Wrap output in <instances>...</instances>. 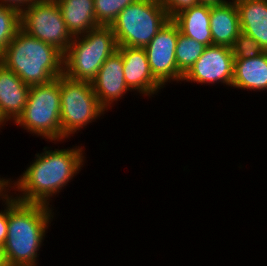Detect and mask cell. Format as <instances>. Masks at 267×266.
<instances>
[{"label": "cell", "mask_w": 267, "mask_h": 266, "mask_svg": "<svg viewBox=\"0 0 267 266\" xmlns=\"http://www.w3.org/2000/svg\"><path fill=\"white\" fill-rule=\"evenodd\" d=\"M21 29L54 45L63 54L73 37L68 32L56 0H36L21 12Z\"/></svg>", "instance_id": "obj_8"}, {"label": "cell", "mask_w": 267, "mask_h": 266, "mask_svg": "<svg viewBox=\"0 0 267 266\" xmlns=\"http://www.w3.org/2000/svg\"><path fill=\"white\" fill-rule=\"evenodd\" d=\"M60 113L59 76L48 83L30 86L23 113L14 124L33 134L32 136L57 144L62 142Z\"/></svg>", "instance_id": "obj_5"}, {"label": "cell", "mask_w": 267, "mask_h": 266, "mask_svg": "<svg viewBox=\"0 0 267 266\" xmlns=\"http://www.w3.org/2000/svg\"><path fill=\"white\" fill-rule=\"evenodd\" d=\"M160 2L170 19L180 11L199 4V0H160Z\"/></svg>", "instance_id": "obj_23"}, {"label": "cell", "mask_w": 267, "mask_h": 266, "mask_svg": "<svg viewBox=\"0 0 267 266\" xmlns=\"http://www.w3.org/2000/svg\"><path fill=\"white\" fill-rule=\"evenodd\" d=\"M231 49L235 59L255 58L263 52L259 44L243 32L239 33Z\"/></svg>", "instance_id": "obj_22"}, {"label": "cell", "mask_w": 267, "mask_h": 266, "mask_svg": "<svg viewBox=\"0 0 267 266\" xmlns=\"http://www.w3.org/2000/svg\"><path fill=\"white\" fill-rule=\"evenodd\" d=\"M169 20L160 0H137L118 14L111 28L118 47L144 48Z\"/></svg>", "instance_id": "obj_6"}, {"label": "cell", "mask_w": 267, "mask_h": 266, "mask_svg": "<svg viewBox=\"0 0 267 266\" xmlns=\"http://www.w3.org/2000/svg\"><path fill=\"white\" fill-rule=\"evenodd\" d=\"M205 48V45L179 33L175 50L178 70L185 75L202 55Z\"/></svg>", "instance_id": "obj_19"}, {"label": "cell", "mask_w": 267, "mask_h": 266, "mask_svg": "<svg viewBox=\"0 0 267 266\" xmlns=\"http://www.w3.org/2000/svg\"><path fill=\"white\" fill-rule=\"evenodd\" d=\"M29 89V85L0 62V116L5 123H15L21 116Z\"/></svg>", "instance_id": "obj_13"}, {"label": "cell", "mask_w": 267, "mask_h": 266, "mask_svg": "<svg viewBox=\"0 0 267 266\" xmlns=\"http://www.w3.org/2000/svg\"><path fill=\"white\" fill-rule=\"evenodd\" d=\"M137 0H94L97 23L111 26L118 14L128 5Z\"/></svg>", "instance_id": "obj_21"}, {"label": "cell", "mask_w": 267, "mask_h": 266, "mask_svg": "<svg viewBox=\"0 0 267 266\" xmlns=\"http://www.w3.org/2000/svg\"><path fill=\"white\" fill-rule=\"evenodd\" d=\"M91 83L99 104L106 112L125 94L132 92L126 85L123 59L118 50L105 60Z\"/></svg>", "instance_id": "obj_12"}, {"label": "cell", "mask_w": 267, "mask_h": 266, "mask_svg": "<svg viewBox=\"0 0 267 266\" xmlns=\"http://www.w3.org/2000/svg\"><path fill=\"white\" fill-rule=\"evenodd\" d=\"M54 214L48 205L23 203L8 196V230L3 246L8 266H38L40 248Z\"/></svg>", "instance_id": "obj_2"}, {"label": "cell", "mask_w": 267, "mask_h": 266, "mask_svg": "<svg viewBox=\"0 0 267 266\" xmlns=\"http://www.w3.org/2000/svg\"><path fill=\"white\" fill-rule=\"evenodd\" d=\"M232 87L260 93L267 90V51L255 58L234 59Z\"/></svg>", "instance_id": "obj_17"}, {"label": "cell", "mask_w": 267, "mask_h": 266, "mask_svg": "<svg viewBox=\"0 0 267 266\" xmlns=\"http://www.w3.org/2000/svg\"><path fill=\"white\" fill-rule=\"evenodd\" d=\"M127 87L140 96L155 97L164 87L154 78L144 48L118 47Z\"/></svg>", "instance_id": "obj_11"}, {"label": "cell", "mask_w": 267, "mask_h": 266, "mask_svg": "<svg viewBox=\"0 0 267 266\" xmlns=\"http://www.w3.org/2000/svg\"><path fill=\"white\" fill-rule=\"evenodd\" d=\"M0 266H8L5 260L4 248L0 245Z\"/></svg>", "instance_id": "obj_28"}, {"label": "cell", "mask_w": 267, "mask_h": 266, "mask_svg": "<svg viewBox=\"0 0 267 266\" xmlns=\"http://www.w3.org/2000/svg\"><path fill=\"white\" fill-rule=\"evenodd\" d=\"M2 210L0 209V245L4 246L8 230V197L2 202Z\"/></svg>", "instance_id": "obj_24"}, {"label": "cell", "mask_w": 267, "mask_h": 266, "mask_svg": "<svg viewBox=\"0 0 267 266\" xmlns=\"http://www.w3.org/2000/svg\"><path fill=\"white\" fill-rule=\"evenodd\" d=\"M234 59L231 47L223 45L206 46L202 55L183 76L182 82H194L202 85L220 83L232 88Z\"/></svg>", "instance_id": "obj_10"}, {"label": "cell", "mask_w": 267, "mask_h": 266, "mask_svg": "<svg viewBox=\"0 0 267 266\" xmlns=\"http://www.w3.org/2000/svg\"><path fill=\"white\" fill-rule=\"evenodd\" d=\"M21 29V13L0 4V56Z\"/></svg>", "instance_id": "obj_20"}, {"label": "cell", "mask_w": 267, "mask_h": 266, "mask_svg": "<svg viewBox=\"0 0 267 266\" xmlns=\"http://www.w3.org/2000/svg\"><path fill=\"white\" fill-rule=\"evenodd\" d=\"M60 102L63 143L106 113L91 82L72 80L64 74L60 76Z\"/></svg>", "instance_id": "obj_7"}, {"label": "cell", "mask_w": 267, "mask_h": 266, "mask_svg": "<svg viewBox=\"0 0 267 266\" xmlns=\"http://www.w3.org/2000/svg\"><path fill=\"white\" fill-rule=\"evenodd\" d=\"M240 20L241 32L251 36L267 51V0H234Z\"/></svg>", "instance_id": "obj_14"}, {"label": "cell", "mask_w": 267, "mask_h": 266, "mask_svg": "<svg viewBox=\"0 0 267 266\" xmlns=\"http://www.w3.org/2000/svg\"><path fill=\"white\" fill-rule=\"evenodd\" d=\"M111 26H97L75 36L64 53L63 74L77 81L92 82L105 60L117 51Z\"/></svg>", "instance_id": "obj_4"}, {"label": "cell", "mask_w": 267, "mask_h": 266, "mask_svg": "<svg viewBox=\"0 0 267 266\" xmlns=\"http://www.w3.org/2000/svg\"><path fill=\"white\" fill-rule=\"evenodd\" d=\"M234 0H199V4L208 5V6H219L223 4L230 3Z\"/></svg>", "instance_id": "obj_27"}, {"label": "cell", "mask_w": 267, "mask_h": 266, "mask_svg": "<svg viewBox=\"0 0 267 266\" xmlns=\"http://www.w3.org/2000/svg\"><path fill=\"white\" fill-rule=\"evenodd\" d=\"M5 125H7V124L2 120V118L0 116V131H1V129H4Z\"/></svg>", "instance_id": "obj_29"}, {"label": "cell", "mask_w": 267, "mask_h": 266, "mask_svg": "<svg viewBox=\"0 0 267 266\" xmlns=\"http://www.w3.org/2000/svg\"><path fill=\"white\" fill-rule=\"evenodd\" d=\"M51 149L46 146L43 152L36 153L19 178L12 181L10 177V194L19 202L52 207L54 197L73 181L86 163L84 146Z\"/></svg>", "instance_id": "obj_1"}, {"label": "cell", "mask_w": 267, "mask_h": 266, "mask_svg": "<svg viewBox=\"0 0 267 266\" xmlns=\"http://www.w3.org/2000/svg\"><path fill=\"white\" fill-rule=\"evenodd\" d=\"M10 192V178L0 177V201L5 200Z\"/></svg>", "instance_id": "obj_26"}, {"label": "cell", "mask_w": 267, "mask_h": 266, "mask_svg": "<svg viewBox=\"0 0 267 266\" xmlns=\"http://www.w3.org/2000/svg\"><path fill=\"white\" fill-rule=\"evenodd\" d=\"M72 37L86 34L100 26L95 16L94 0H56Z\"/></svg>", "instance_id": "obj_18"}, {"label": "cell", "mask_w": 267, "mask_h": 266, "mask_svg": "<svg viewBox=\"0 0 267 266\" xmlns=\"http://www.w3.org/2000/svg\"><path fill=\"white\" fill-rule=\"evenodd\" d=\"M35 0H0V4L18 10L20 13Z\"/></svg>", "instance_id": "obj_25"}, {"label": "cell", "mask_w": 267, "mask_h": 266, "mask_svg": "<svg viewBox=\"0 0 267 266\" xmlns=\"http://www.w3.org/2000/svg\"><path fill=\"white\" fill-rule=\"evenodd\" d=\"M179 33V28L170 19L144 47L152 75L163 87L171 82L181 84L184 76L177 68L175 57Z\"/></svg>", "instance_id": "obj_9"}, {"label": "cell", "mask_w": 267, "mask_h": 266, "mask_svg": "<svg viewBox=\"0 0 267 266\" xmlns=\"http://www.w3.org/2000/svg\"><path fill=\"white\" fill-rule=\"evenodd\" d=\"M210 31L212 45L233 46L241 32L239 12L235 1L211 6Z\"/></svg>", "instance_id": "obj_16"}, {"label": "cell", "mask_w": 267, "mask_h": 266, "mask_svg": "<svg viewBox=\"0 0 267 266\" xmlns=\"http://www.w3.org/2000/svg\"><path fill=\"white\" fill-rule=\"evenodd\" d=\"M64 54L20 29L0 56V62L25 84L41 85L63 75Z\"/></svg>", "instance_id": "obj_3"}, {"label": "cell", "mask_w": 267, "mask_h": 266, "mask_svg": "<svg viewBox=\"0 0 267 266\" xmlns=\"http://www.w3.org/2000/svg\"><path fill=\"white\" fill-rule=\"evenodd\" d=\"M211 6L197 4L186 8L171 19L179 28V32L205 45H212L210 31Z\"/></svg>", "instance_id": "obj_15"}]
</instances>
